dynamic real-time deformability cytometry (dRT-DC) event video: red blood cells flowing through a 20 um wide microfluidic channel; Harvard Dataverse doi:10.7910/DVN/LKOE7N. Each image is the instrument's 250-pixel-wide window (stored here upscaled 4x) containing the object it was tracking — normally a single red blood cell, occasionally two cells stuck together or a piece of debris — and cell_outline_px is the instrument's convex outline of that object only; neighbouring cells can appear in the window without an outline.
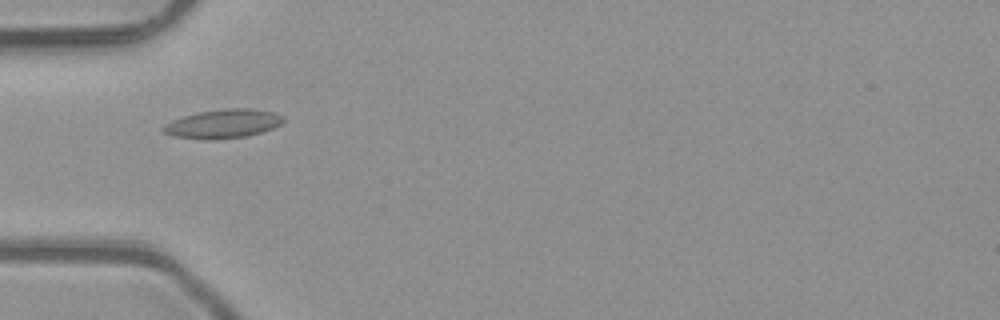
{"species": "common noctule bat (a hibernating species)", "species_latin": "Nyctalus noctula", "temperature_condition": "room temperature", "stored_images_in_passage": 4, "camera_frame_rate_fps": 3000, "um_per_image_px": 0.085, "animal": {"sex": "male", "body_mass_g": 23.1, "forearm_length_mm": 52.7}, "frame": {"image": 1, "passage_image": 1, "time_ms": 0.0, "image_size_px": [1000, 320], "cell_outline_px": [[284, 120], [280, 124], [272, 128], [248, 136], [212, 140], [204, 140], [172, 136], [164, 132], [160, 128], [164, 124], [172, 120], [196, 112], [224, 108], [248, 108], [272, 112], [284, 116]], "centroid_in_image_um": [18.91, 10.52], "position_along_channel_um": 66.1, "area_um2": 20.35}}
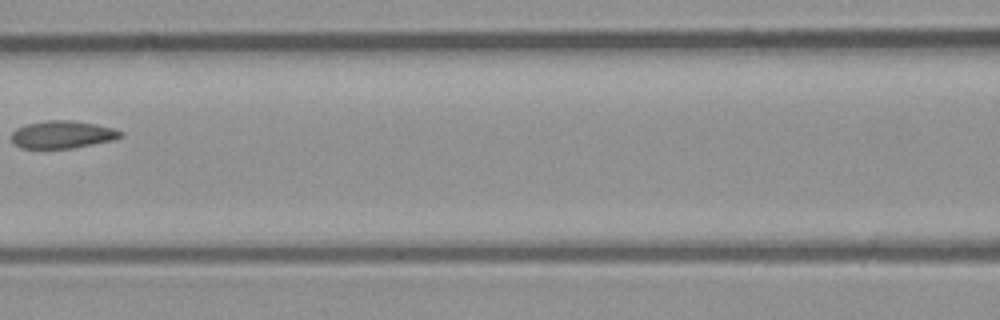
{"frame": {"image": 2, "passage_image": 3, "time_ms": 0.667, "image_size_px": [1000, 320], "cell_outline_px": [[124, 136], [112, 140], [72, 148], [20, 148], [12, 140], [12, 132], [16, 128], [28, 124], [44, 120], [72, 120], [96, 124], [112, 128], [124, 132]], "centroid_in_image_um": [5.32, 11.43], "position_along_channel_um": 161.3, "area_um2": 17.46}}
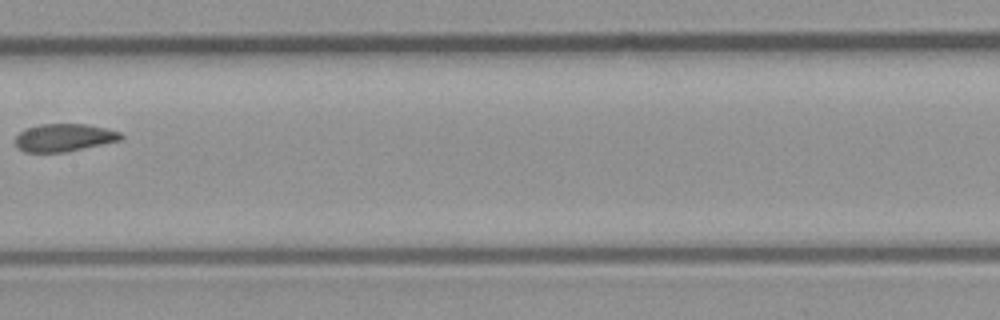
{"frame": {"image": 3, "passage_image": 4, "time_ms": 1.0, "image_size_px": [1000, 320], "cell_outline_px": [[124, 136], [120, 140], [68, 152], [24, 152], [16, 144], [16, 136], [24, 128], [40, 124], [88, 124], [120, 132]], "centroid_in_image_um": [5.44, 11.69], "position_along_channel_um": 202.0, "area_um2": 17.05}}